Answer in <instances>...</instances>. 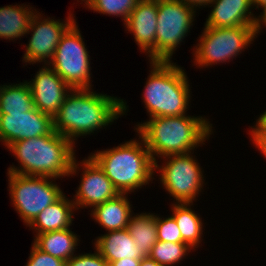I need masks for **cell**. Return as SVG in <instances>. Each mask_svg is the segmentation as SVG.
<instances>
[{
  "label": "cell",
  "instance_id": "e575fe53",
  "mask_svg": "<svg viewBox=\"0 0 266 266\" xmlns=\"http://www.w3.org/2000/svg\"><path fill=\"white\" fill-rule=\"evenodd\" d=\"M252 3V7L256 6V8L259 9V7L263 8L264 6H266V0H251Z\"/></svg>",
  "mask_w": 266,
  "mask_h": 266
},
{
  "label": "cell",
  "instance_id": "3957f363",
  "mask_svg": "<svg viewBox=\"0 0 266 266\" xmlns=\"http://www.w3.org/2000/svg\"><path fill=\"white\" fill-rule=\"evenodd\" d=\"M207 119L191 116L154 117L135 128L144 140L153 161L158 157L187 154L213 132ZM155 156V157H154Z\"/></svg>",
  "mask_w": 266,
  "mask_h": 266
},
{
  "label": "cell",
  "instance_id": "2e32d148",
  "mask_svg": "<svg viewBox=\"0 0 266 266\" xmlns=\"http://www.w3.org/2000/svg\"><path fill=\"white\" fill-rule=\"evenodd\" d=\"M214 5L205 26L237 27L254 26L256 17L251 14V0H212Z\"/></svg>",
  "mask_w": 266,
  "mask_h": 266
},
{
  "label": "cell",
  "instance_id": "836d02e7",
  "mask_svg": "<svg viewBox=\"0 0 266 266\" xmlns=\"http://www.w3.org/2000/svg\"><path fill=\"white\" fill-rule=\"evenodd\" d=\"M139 266H161L155 260L151 259L149 256H145L141 259Z\"/></svg>",
  "mask_w": 266,
  "mask_h": 266
},
{
  "label": "cell",
  "instance_id": "7a4b0ae2",
  "mask_svg": "<svg viewBox=\"0 0 266 266\" xmlns=\"http://www.w3.org/2000/svg\"><path fill=\"white\" fill-rule=\"evenodd\" d=\"M74 143L61 134L15 141L7 148L14 153L20 168L11 166L8 172L25 176H46L54 179L76 174Z\"/></svg>",
  "mask_w": 266,
  "mask_h": 266
},
{
  "label": "cell",
  "instance_id": "603a6c76",
  "mask_svg": "<svg viewBox=\"0 0 266 266\" xmlns=\"http://www.w3.org/2000/svg\"><path fill=\"white\" fill-rule=\"evenodd\" d=\"M129 233L136 244V247L148 256L152 247L156 244L157 228L156 215L150 213H141L135 216L131 215L127 226Z\"/></svg>",
  "mask_w": 266,
  "mask_h": 266
},
{
  "label": "cell",
  "instance_id": "9c48e42d",
  "mask_svg": "<svg viewBox=\"0 0 266 266\" xmlns=\"http://www.w3.org/2000/svg\"><path fill=\"white\" fill-rule=\"evenodd\" d=\"M195 9L180 0H157L156 61L170 62L193 25Z\"/></svg>",
  "mask_w": 266,
  "mask_h": 266
},
{
  "label": "cell",
  "instance_id": "d6986e66",
  "mask_svg": "<svg viewBox=\"0 0 266 266\" xmlns=\"http://www.w3.org/2000/svg\"><path fill=\"white\" fill-rule=\"evenodd\" d=\"M74 209H76L74 202L68 200L63 194L57 201L39 213L29 227L37 230V234L70 228Z\"/></svg>",
  "mask_w": 266,
  "mask_h": 266
},
{
  "label": "cell",
  "instance_id": "8fae6325",
  "mask_svg": "<svg viewBox=\"0 0 266 266\" xmlns=\"http://www.w3.org/2000/svg\"><path fill=\"white\" fill-rule=\"evenodd\" d=\"M40 15L35 13L31 18L27 34L30 31H33V33L29 44L26 46L23 60L29 64L44 62L45 65H48L54 57L56 47L60 43L63 34L75 22V19L71 13L64 22L50 18L42 20ZM47 58H50L49 62Z\"/></svg>",
  "mask_w": 266,
  "mask_h": 266
},
{
  "label": "cell",
  "instance_id": "7402d4cb",
  "mask_svg": "<svg viewBox=\"0 0 266 266\" xmlns=\"http://www.w3.org/2000/svg\"><path fill=\"white\" fill-rule=\"evenodd\" d=\"M191 203H175L172 205V217L175 219L177 226L181 232L182 240L191 248L201 243L202 236V220L189 208Z\"/></svg>",
  "mask_w": 266,
  "mask_h": 266
},
{
  "label": "cell",
  "instance_id": "d6a6232c",
  "mask_svg": "<svg viewBox=\"0 0 266 266\" xmlns=\"http://www.w3.org/2000/svg\"><path fill=\"white\" fill-rule=\"evenodd\" d=\"M188 5H191L195 8H197L199 6H205V5H209V3L212 1V0H180Z\"/></svg>",
  "mask_w": 266,
  "mask_h": 266
},
{
  "label": "cell",
  "instance_id": "f546056e",
  "mask_svg": "<svg viewBox=\"0 0 266 266\" xmlns=\"http://www.w3.org/2000/svg\"><path fill=\"white\" fill-rule=\"evenodd\" d=\"M251 140L255 143L256 148L263 153L266 158V127L256 120L255 128H251Z\"/></svg>",
  "mask_w": 266,
  "mask_h": 266
},
{
  "label": "cell",
  "instance_id": "6da1fadb",
  "mask_svg": "<svg viewBox=\"0 0 266 266\" xmlns=\"http://www.w3.org/2000/svg\"><path fill=\"white\" fill-rule=\"evenodd\" d=\"M126 109L123 99L98 94L91 89H72L53 117L54 131L75 143L76 137L111 124Z\"/></svg>",
  "mask_w": 266,
  "mask_h": 266
},
{
  "label": "cell",
  "instance_id": "ffe728a7",
  "mask_svg": "<svg viewBox=\"0 0 266 266\" xmlns=\"http://www.w3.org/2000/svg\"><path fill=\"white\" fill-rule=\"evenodd\" d=\"M78 240L77 235L70 228H66L37 234L33 244L43 252L66 262L74 256Z\"/></svg>",
  "mask_w": 266,
  "mask_h": 266
},
{
  "label": "cell",
  "instance_id": "cb8c5ba5",
  "mask_svg": "<svg viewBox=\"0 0 266 266\" xmlns=\"http://www.w3.org/2000/svg\"><path fill=\"white\" fill-rule=\"evenodd\" d=\"M34 107L28 83L0 86V114L27 112Z\"/></svg>",
  "mask_w": 266,
  "mask_h": 266
},
{
  "label": "cell",
  "instance_id": "d4e9b609",
  "mask_svg": "<svg viewBox=\"0 0 266 266\" xmlns=\"http://www.w3.org/2000/svg\"><path fill=\"white\" fill-rule=\"evenodd\" d=\"M192 249L186 243H173L158 240L152 247L150 254L151 259L155 260L161 266H173L182 261L187 252Z\"/></svg>",
  "mask_w": 266,
  "mask_h": 266
},
{
  "label": "cell",
  "instance_id": "83f0119b",
  "mask_svg": "<svg viewBox=\"0 0 266 266\" xmlns=\"http://www.w3.org/2000/svg\"><path fill=\"white\" fill-rule=\"evenodd\" d=\"M26 266H66V262L43 252L33 244Z\"/></svg>",
  "mask_w": 266,
  "mask_h": 266
},
{
  "label": "cell",
  "instance_id": "e0dca14e",
  "mask_svg": "<svg viewBox=\"0 0 266 266\" xmlns=\"http://www.w3.org/2000/svg\"><path fill=\"white\" fill-rule=\"evenodd\" d=\"M95 249L107 261L114 262L124 258L142 259L145 255L136 247L129 230L108 231L94 243Z\"/></svg>",
  "mask_w": 266,
  "mask_h": 266
},
{
  "label": "cell",
  "instance_id": "8992f818",
  "mask_svg": "<svg viewBox=\"0 0 266 266\" xmlns=\"http://www.w3.org/2000/svg\"><path fill=\"white\" fill-rule=\"evenodd\" d=\"M194 51L195 64L199 67L223 63L233 59L251 44L254 26L209 27L205 26Z\"/></svg>",
  "mask_w": 266,
  "mask_h": 266
},
{
  "label": "cell",
  "instance_id": "d590c367",
  "mask_svg": "<svg viewBox=\"0 0 266 266\" xmlns=\"http://www.w3.org/2000/svg\"><path fill=\"white\" fill-rule=\"evenodd\" d=\"M264 127H266V111L263 112V114L260 115V117L257 119Z\"/></svg>",
  "mask_w": 266,
  "mask_h": 266
},
{
  "label": "cell",
  "instance_id": "5bb4252c",
  "mask_svg": "<svg viewBox=\"0 0 266 266\" xmlns=\"http://www.w3.org/2000/svg\"><path fill=\"white\" fill-rule=\"evenodd\" d=\"M43 67L36 73L34 79L27 83L34 107L54 117L72 89L51 67Z\"/></svg>",
  "mask_w": 266,
  "mask_h": 266
},
{
  "label": "cell",
  "instance_id": "7c38bea8",
  "mask_svg": "<svg viewBox=\"0 0 266 266\" xmlns=\"http://www.w3.org/2000/svg\"><path fill=\"white\" fill-rule=\"evenodd\" d=\"M54 132L53 117L35 107L25 113L0 114V141L7 147L15 141Z\"/></svg>",
  "mask_w": 266,
  "mask_h": 266
},
{
  "label": "cell",
  "instance_id": "4fadbf2b",
  "mask_svg": "<svg viewBox=\"0 0 266 266\" xmlns=\"http://www.w3.org/2000/svg\"><path fill=\"white\" fill-rule=\"evenodd\" d=\"M80 163L84 165L82 166L84 171L75 194V201L73 200L76 210L87 206L94 208L120 194L104 171L90 156Z\"/></svg>",
  "mask_w": 266,
  "mask_h": 266
},
{
  "label": "cell",
  "instance_id": "5b68a950",
  "mask_svg": "<svg viewBox=\"0 0 266 266\" xmlns=\"http://www.w3.org/2000/svg\"><path fill=\"white\" fill-rule=\"evenodd\" d=\"M143 100L150 118L173 117L186 114L190 97L185 71L165 61H151Z\"/></svg>",
  "mask_w": 266,
  "mask_h": 266
},
{
  "label": "cell",
  "instance_id": "44dd1931",
  "mask_svg": "<svg viewBox=\"0 0 266 266\" xmlns=\"http://www.w3.org/2000/svg\"><path fill=\"white\" fill-rule=\"evenodd\" d=\"M28 7L9 5L0 7V38L15 39L27 34L31 18L35 14Z\"/></svg>",
  "mask_w": 266,
  "mask_h": 266
},
{
  "label": "cell",
  "instance_id": "1f68e13d",
  "mask_svg": "<svg viewBox=\"0 0 266 266\" xmlns=\"http://www.w3.org/2000/svg\"><path fill=\"white\" fill-rule=\"evenodd\" d=\"M263 24L266 26V6L263 7V14L256 18L254 25L255 36L262 30L261 25Z\"/></svg>",
  "mask_w": 266,
  "mask_h": 266
},
{
  "label": "cell",
  "instance_id": "9a60e30c",
  "mask_svg": "<svg viewBox=\"0 0 266 266\" xmlns=\"http://www.w3.org/2000/svg\"><path fill=\"white\" fill-rule=\"evenodd\" d=\"M157 0H140L128 16L125 27L149 60L156 61Z\"/></svg>",
  "mask_w": 266,
  "mask_h": 266
},
{
  "label": "cell",
  "instance_id": "484cf974",
  "mask_svg": "<svg viewBox=\"0 0 266 266\" xmlns=\"http://www.w3.org/2000/svg\"><path fill=\"white\" fill-rule=\"evenodd\" d=\"M140 0H87L89 9L101 14L121 16L126 22L128 16Z\"/></svg>",
  "mask_w": 266,
  "mask_h": 266
},
{
  "label": "cell",
  "instance_id": "f1b7e54d",
  "mask_svg": "<svg viewBox=\"0 0 266 266\" xmlns=\"http://www.w3.org/2000/svg\"><path fill=\"white\" fill-rule=\"evenodd\" d=\"M66 266H108V262L99 254L87 253L81 255H74L66 261Z\"/></svg>",
  "mask_w": 266,
  "mask_h": 266
},
{
  "label": "cell",
  "instance_id": "52a82bcc",
  "mask_svg": "<svg viewBox=\"0 0 266 266\" xmlns=\"http://www.w3.org/2000/svg\"><path fill=\"white\" fill-rule=\"evenodd\" d=\"M13 206L29 226L47 206L57 201L63 192L46 176H25L7 173Z\"/></svg>",
  "mask_w": 266,
  "mask_h": 266
},
{
  "label": "cell",
  "instance_id": "ac0fdd59",
  "mask_svg": "<svg viewBox=\"0 0 266 266\" xmlns=\"http://www.w3.org/2000/svg\"><path fill=\"white\" fill-rule=\"evenodd\" d=\"M126 193H120L116 197L95 206L92 209V217L107 231L126 229L132 215V209Z\"/></svg>",
  "mask_w": 266,
  "mask_h": 266
},
{
  "label": "cell",
  "instance_id": "4dcf8cb0",
  "mask_svg": "<svg viewBox=\"0 0 266 266\" xmlns=\"http://www.w3.org/2000/svg\"><path fill=\"white\" fill-rule=\"evenodd\" d=\"M141 259L124 258L114 262H108V266H139Z\"/></svg>",
  "mask_w": 266,
  "mask_h": 266
},
{
  "label": "cell",
  "instance_id": "4316f807",
  "mask_svg": "<svg viewBox=\"0 0 266 266\" xmlns=\"http://www.w3.org/2000/svg\"><path fill=\"white\" fill-rule=\"evenodd\" d=\"M157 240L173 243H185L175 219L170 216L162 220L156 215Z\"/></svg>",
  "mask_w": 266,
  "mask_h": 266
},
{
  "label": "cell",
  "instance_id": "277c9868",
  "mask_svg": "<svg viewBox=\"0 0 266 266\" xmlns=\"http://www.w3.org/2000/svg\"><path fill=\"white\" fill-rule=\"evenodd\" d=\"M139 139L140 142L131 140L90 155L119 193L127 194L142 188L154 175L155 162L140 135Z\"/></svg>",
  "mask_w": 266,
  "mask_h": 266
},
{
  "label": "cell",
  "instance_id": "ba28073f",
  "mask_svg": "<svg viewBox=\"0 0 266 266\" xmlns=\"http://www.w3.org/2000/svg\"><path fill=\"white\" fill-rule=\"evenodd\" d=\"M89 58L81 33L74 22L63 34L48 65L71 89H91Z\"/></svg>",
  "mask_w": 266,
  "mask_h": 266
},
{
  "label": "cell",
  "instance_id": "30bf717a",
  "mask_svg": "<svg viewBox=\"0 0 266 266\" xmlns=\"http://www.w3.org/2000/svg\"><path fill=\"white\" fill-rule=\"evenodd\" d=\"M187 154L168 155L163 158L168 159L165 165L160 168V181L164 188L176 203H193L203 187V173L193 156Z\"/></svg>",
  "mask_w": 266,
  "mask_h": 266
}]
</instances>
